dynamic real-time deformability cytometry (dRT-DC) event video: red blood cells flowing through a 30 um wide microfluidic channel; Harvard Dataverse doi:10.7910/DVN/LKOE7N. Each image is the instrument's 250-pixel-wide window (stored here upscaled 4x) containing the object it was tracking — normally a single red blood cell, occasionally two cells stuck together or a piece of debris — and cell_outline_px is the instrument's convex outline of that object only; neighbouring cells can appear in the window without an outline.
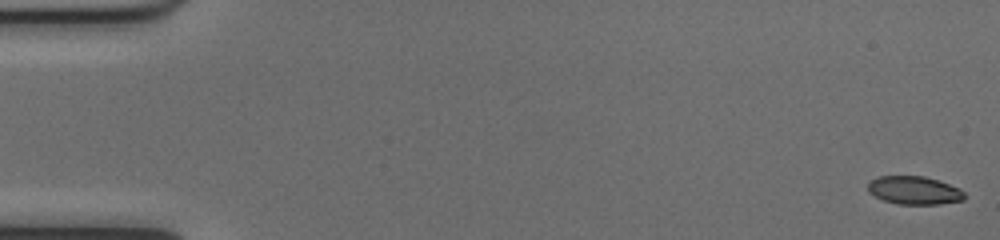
{"species": "common noctule bat (a hibernating species)", "species_latin": "Nyctalus noctula", "temperature_condition": "cold", "stored_images_in_passage": 52, "camera_frame_rate_fps": 3000, "um_per_image_px": 0.085, "animal": {"sex": "female", "body_mass_g": 17.0, "forearm_length_mm": 48.0}, "frame": {"image": 1, "passage_image": 1, "time_ms": 0.0, "image_size_px": [1000, 240], "cell_outline_px": [[968, 196], [964, 200], [940, 204], [900, 204], [884, 200], [868, 192], [868, 184], [872, 180], [880, 176], [924, 176], [960, 188]], "centroid_in_image_um": [77.75, 16.18], "position_along_channel_um": 7.2, "area_um2": 15.78}}
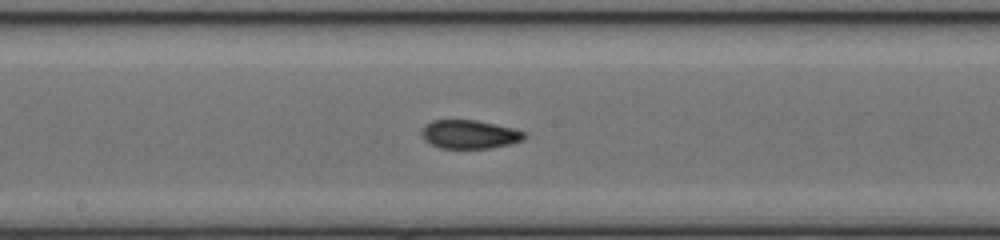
{"frame": {"image": 2, "passage_image": 28, "time_ms": 9.0, "image_size_px": [1000, 240], "cell_outline_px": [[528, 136], [524, 140], [508, 144], [488, 148], [440, 148], [424, 140], [420, 132], [424, 124], [432, 120], [476, 120], [512, 128], [524, 132]], "centroid_in_image_um": [39.88, 11.41], "position_along_channel_um": 208.3, "area_um2": 17.11}}
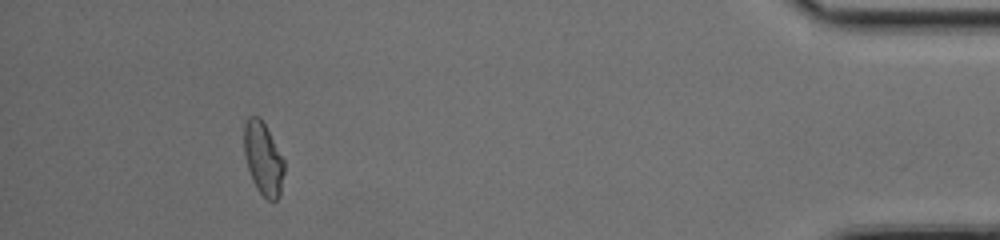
{"frame": {"image": 3, "passage_image": 48, "time_ms": 15.667, "image_size_px": [1000, 240], "cell_outline_px": [[284, 172], [280, 196], [272, 204], [256, 188], [252, 180], [244, 156], [244, 124], [248, 116], [260, 116], [284, 160]], "centroid_in_image_um": [22.37, 13.5], "position_along_channel_um": 412.8, "area_um2": 17.11}, "authors_computed_cell_mechanics": {"area_um2": 16.9643, "velocity_mm_per_s": 4.0231, "shape_relaxation_time_tau1_ms": null, "shape_relaxation_time_tau2_ms": 1.6527, "deformation_change_tau1": null, "deformation_change_tau2": 0.0691}}